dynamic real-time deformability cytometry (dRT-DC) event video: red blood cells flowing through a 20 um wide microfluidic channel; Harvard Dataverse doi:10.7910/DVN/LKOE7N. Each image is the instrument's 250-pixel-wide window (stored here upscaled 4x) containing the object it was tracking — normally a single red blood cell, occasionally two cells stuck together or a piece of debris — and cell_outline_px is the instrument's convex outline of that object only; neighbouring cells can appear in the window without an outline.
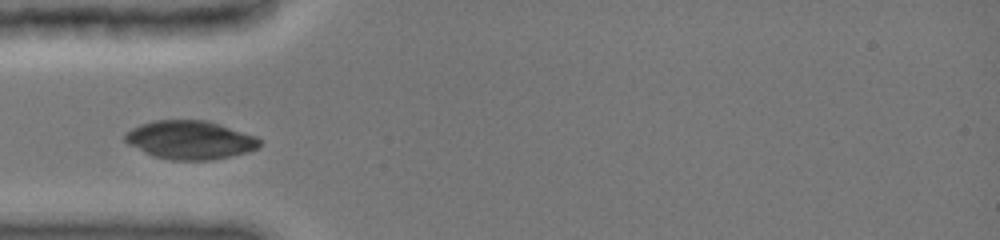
{"species": "common noctule bat (a hibernating species)", "species_latin": "Nyctalus noctula", "temperature_condition": "cold", "stored_images_in_passage": 29, "camera_frame_rate_fps": 3000, "um_per_image_px": 0.085, "animal": {"sex": "female", "body_mass_g": 19.0, "forearm_length_mm": 51.5}, "frame": {"image": 1, "passage_image": 1, "time_ms": 0.0, "image_size_px": [1000, 240], "cell_outline_px": [[260, 148], [248, 152], [212, 160], [172, 160], [152, 156], [128, 144], [124, 140], [124, 132], [140, 124], [156, 120], [208, 120], [256, 136], [260, 140]], "centroid_in_image_um": [16.15, 11.89], "position_along_channel_um": 68.9, "area_um2": 30.4}}
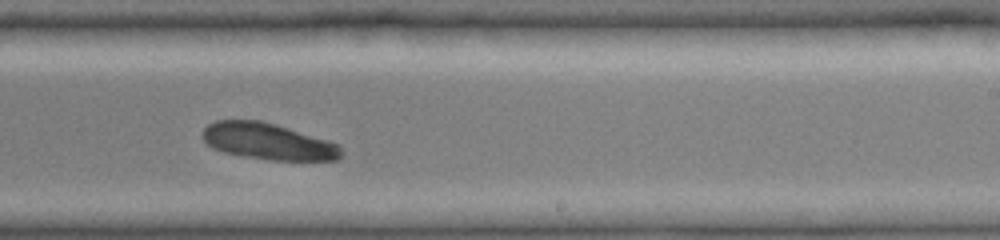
{"frame": {"image": 2, "passage_image": 16, "time_ms": 5.0, "image_size_px": [1000, 240], "cell_outline_px": [[344, 156], [340, 160], [272, 160], [244, 156], [224, 152], [212, 148], [200, 136], [204, 128], [208, 124], [216, 120], [260, 120], [340, 144]], "centroid_in_image_um": [22.78, 12.03], "position_along_channel_um": 266.2, "area_um2": 29.42}}
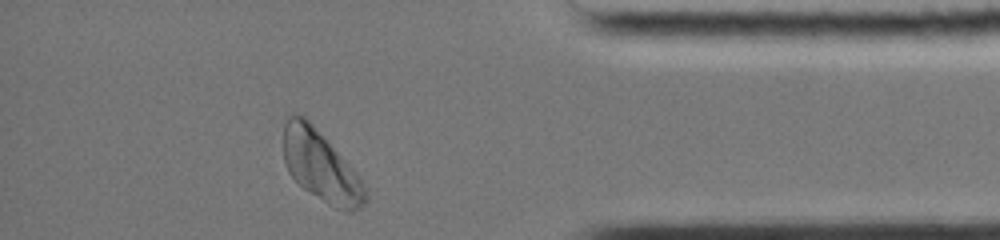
{"frame": {"image": 3, "passage_image": 28, "time_ms": 9.0, "image_size_px": [1000, 240], "cell_outline_px": [[368, 200], [360, 208], [352, 212], [344, 212], [328, 204], [304, 188], [288, 172], [284, 164], [284, 124], [288, 116], [304, 116], [324, 136], [356, 172], [364, 184], [368, 192]], "centroid_in_image_um": [27.3, 14.16], "position_along_channel_um": 407.9, "area_um2": 33.47}}